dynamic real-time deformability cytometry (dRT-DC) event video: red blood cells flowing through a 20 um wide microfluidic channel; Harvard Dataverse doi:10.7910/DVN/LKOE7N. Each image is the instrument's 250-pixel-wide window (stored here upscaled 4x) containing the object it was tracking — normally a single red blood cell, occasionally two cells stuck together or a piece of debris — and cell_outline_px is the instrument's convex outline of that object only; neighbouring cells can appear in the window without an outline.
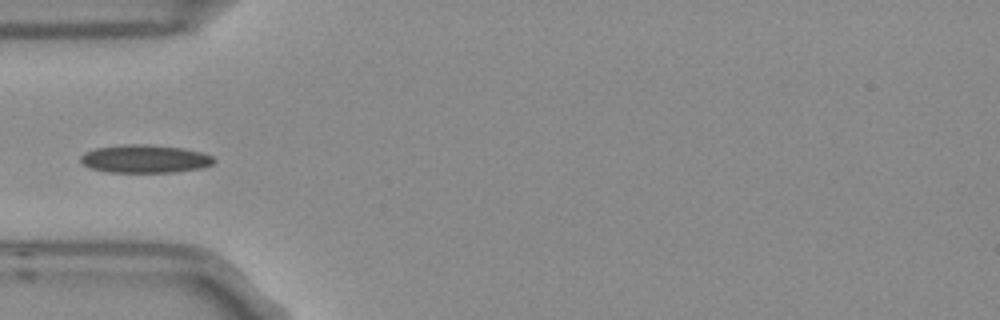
{"species": "Egyptian fruit bat (a non-hibernating species)", "species_latin": "Rousettus aegyptiacus", "temperature_condition": "room temperature", "stored_images_in_passage": 4, "camera_frame_rate_fps": 3000, "um_per_image_px": 0.085, "frame": {"image": 1, "passage_image": 4, "time_ms": 1.0, "image_size_px": [1000, 320], "cell_outline_px": [[216, 160], [212, 164], [200, 168], [172, 172], [108, 172], [92, 168], [84, 164], [80, 160], [80, 156], [84, 152], [96, 148], [128, 144], [144, 144], [180, 148], [200, 152], [212, 156]], "centroid_in_image_um": [12.3, 13.5], "position_along_channel_um": 72.7, "area_um2": 21.5}}